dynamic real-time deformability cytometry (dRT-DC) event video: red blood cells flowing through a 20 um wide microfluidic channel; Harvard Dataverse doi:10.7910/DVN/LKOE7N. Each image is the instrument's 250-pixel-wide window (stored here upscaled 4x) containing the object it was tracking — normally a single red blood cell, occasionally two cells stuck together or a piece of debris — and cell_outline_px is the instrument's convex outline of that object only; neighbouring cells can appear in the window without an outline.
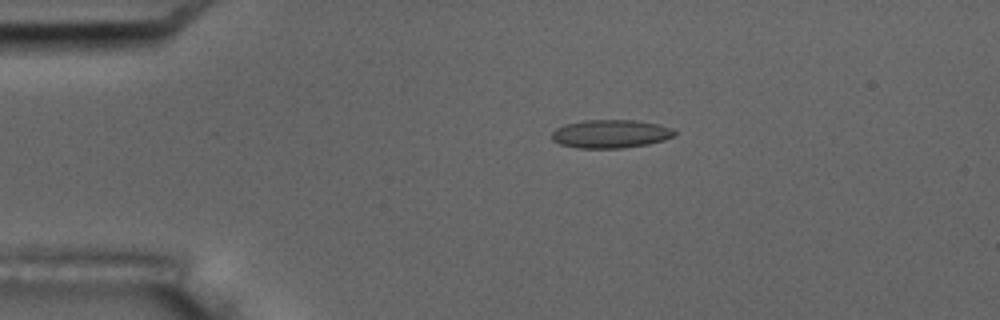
{"species": "common noctule bat (a hibernating species)", "species_latin": "Nyctalus noctula", "temperature_condition": "room temperature", "stored_images_in_passage": 12, "camera_frame_rate_fps": 3000, "um_per_image_px": 0.085, "animal": {"sex": "male", "body_mass_g": 17.5, "forearm_length_mm": 52.3}, "frame": {"image": 1, "passage_image": 4, "time_ms": 3.333, "image_size_px": [1000, 320], "cell_outline_px": [[676, 132], [672, 136], [664, 140], [648, 144], [620, 148], [576, 148], [560, 144], [552, 140], [552, 132], [556, 128], [564, 124], [584, 120], [636, 120], [660, 124], [672, 128]], "centroid_in_image_um": [51.88, 11.37], "position_along_channel_um": 33.1, "area_um2": 20.35}}
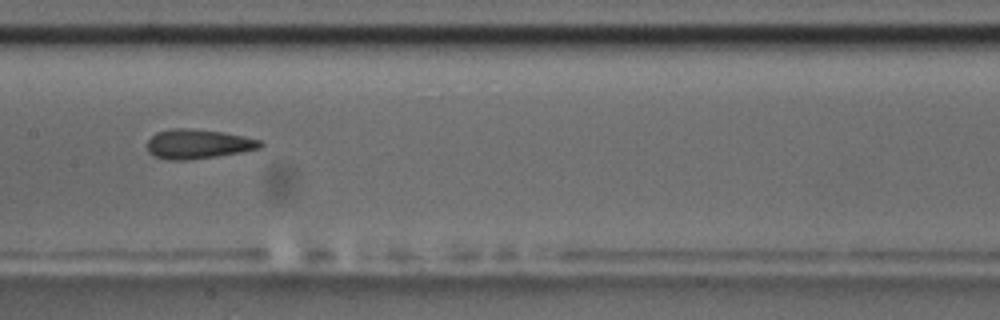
{"frame": {"image": 2, "passage_image": 9, "time_ms": 9.0, "image_size_px": [1000, 320], "cell_outline_px": [[264, 144], [260, 148], [240, 152], [216, 156], [188, 160], [168, 160], [156, 156], [148, 152], [148, 140], [156, 132], [172, 128], [188, 128], [224, 132], [244, 136], [260, 140]], "centroid_in_image_um": [16.83, 12.23], "position_along_channel_um": 190.6, "area_um2": 19.36}}